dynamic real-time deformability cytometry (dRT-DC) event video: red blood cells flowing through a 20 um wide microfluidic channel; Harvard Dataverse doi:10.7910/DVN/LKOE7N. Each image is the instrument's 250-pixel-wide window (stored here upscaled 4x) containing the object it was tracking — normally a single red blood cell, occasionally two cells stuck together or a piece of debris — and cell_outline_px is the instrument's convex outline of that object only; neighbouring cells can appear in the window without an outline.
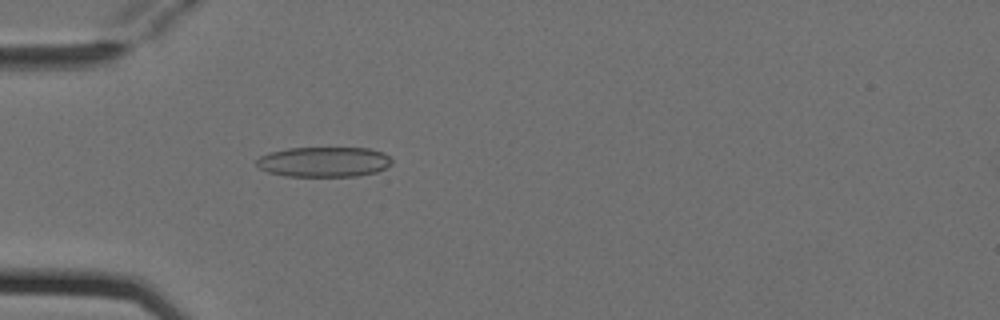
{"species": "Egyptian fruit bat (a non-hibernating species)", "species_latin": "Rousettus aegyptiacus", "temperature_condition": "cold", "stored_images_in_passage": 4, "camera_frame_rate_fps": 3000, "um_per_image_px": 0.085, "animal": {"sex": "female"}, "frame": {"image": 1, "passage_image": 4, "time_ms": 1.0, "image_size_px": [1000, 320], "cell_outline_px": [[392, 164], [376, 172], [356, 176], [284, 176], [268, 172], [260, 168], [256, 164], [256, 160], [260, 156], [268, 152], [288, 148], [368, 148], [384, 152], [392, 160]], "centroid_in_image_um": [27.52, 13.75], "position_along_channel_um": 57.5, "area_um2": 23.81}}